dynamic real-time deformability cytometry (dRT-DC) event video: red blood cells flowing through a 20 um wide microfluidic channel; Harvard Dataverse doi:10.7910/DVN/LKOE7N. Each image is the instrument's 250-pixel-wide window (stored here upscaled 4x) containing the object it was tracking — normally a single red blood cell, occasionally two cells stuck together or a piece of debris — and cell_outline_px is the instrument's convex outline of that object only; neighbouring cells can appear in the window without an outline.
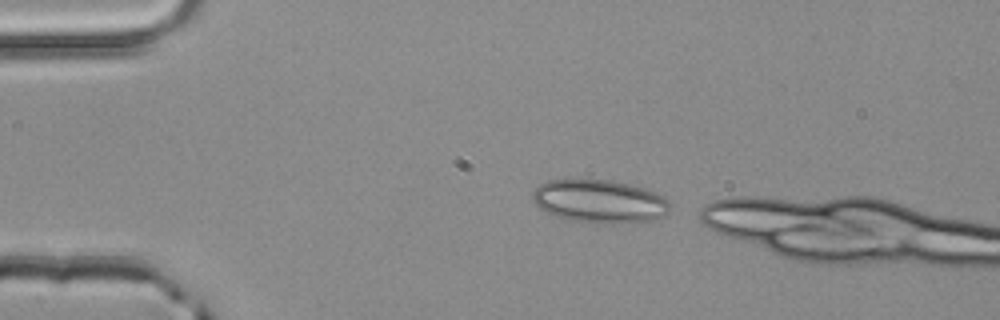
{"species": "common noctule bat (a hibernating species)", "species_latin": "Nyctalus noctula", "temperature_condition": "room temperature", "stored_images_in_passage": 8, "camera_frame_rate_fps": 3000, "um_per_image_px": 0.085, "animal": {"sex": "male", "body_mass_g": 20.4}, "frame": {"image": 1, "passage_image": 2, "time_ms": 0.333, "image_size_px": [1000, 320], "cell_outline_px": [[672, 204], [668, 212], [664, 216], [652, 220], [612, 224], [568, 220], [556, 216], [540, 208], [532, 200], [532, 192], [540, 184], [548, 180], [612, 180], [644, 188], [656, 192], [664, 196]], "centroid_in_image_um": [50.99, 17.11], "position_along_channel_um": 34.0, "area_um2": 34.62}}